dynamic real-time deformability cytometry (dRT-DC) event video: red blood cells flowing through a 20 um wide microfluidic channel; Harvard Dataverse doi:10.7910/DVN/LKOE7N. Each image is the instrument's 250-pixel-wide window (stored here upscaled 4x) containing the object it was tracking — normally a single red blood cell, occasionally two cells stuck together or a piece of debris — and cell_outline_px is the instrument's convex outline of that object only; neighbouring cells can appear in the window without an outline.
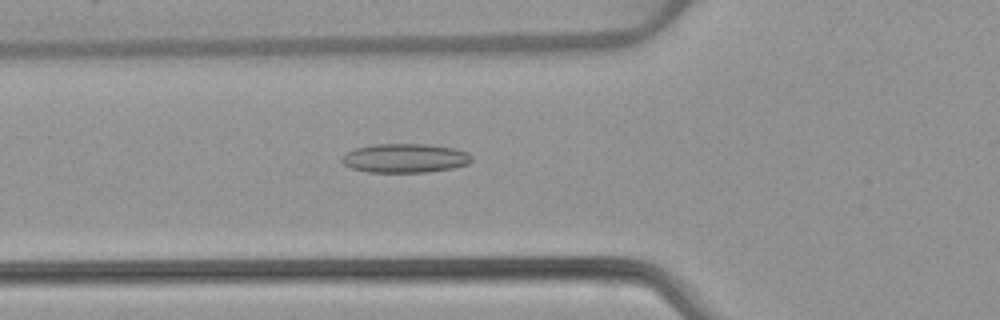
{"species": "common noctule bat (a hibernating species)", "species_latin": "Nyctalus noctula", "temperature_condition": "warm", "stored_images_in_passage": 52, "camera_frame_rate_fps": 3000, "um_per_image_px": 0.085, "animal": {"sex": "female", "body_mass_g": 22.7, "forearm_length_mm": 54.2}, "frame": {"image": 1, "passage_image": 18, "time_ms": 5.667, "image_size_px": [1000, 320], "cell_outline_px": [[472, 160], [468, 164], [452, 168], [428, 172], [368, 172], [352, 168], [344, 164], [340, 160], [348, 152], [356, 148], [372, 144], [424, 144], [456, 148], [468, 152], [472, 156]], "centroid_in_image_um": [34.46, 13.44], "position_along_channel_um": 91.3, "area_um2": 21.96}}
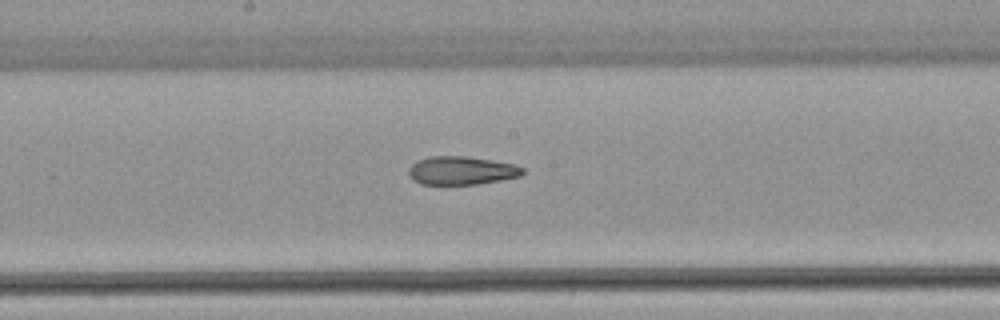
{"frame": {"image": 2, "passage_image": 27, "time_ms": 8.667, "image_size_px": [1000, 320], "cell_outline_px": [[524, 172], [520, 176], [500, 180], [476, 184], [420, 184], [412, 180], [408, 176], [408, 168], [416, 160], [428, 156], [468, 156], [516, 164], [524, 168]], "centroid_in_image_um": [39.19, 14.48], "position_along_channel_um": 209.0, "area_um2": 19.07}}
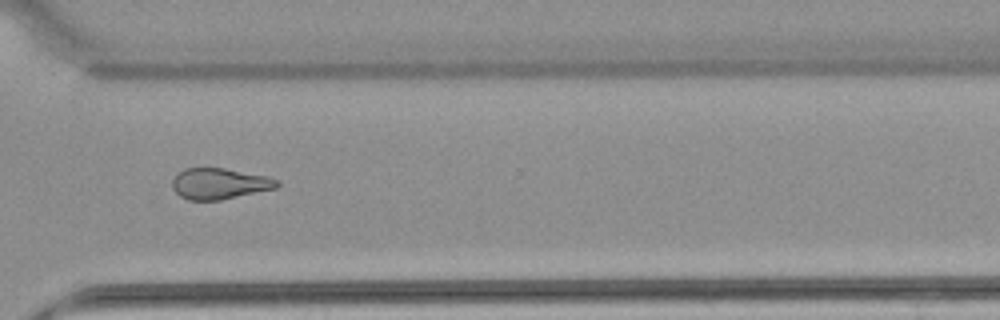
{"frame": {"image": 3, "passage_image": 38, "time_ms": 12.333, "image_size_px": [1000, 320], "cell_outline_px": [[280, 184], [276, 188], [220, 200], [188, 200], [180, 196], [172, 188], [172, 180], [184, 168], [224, 168], [268, 176], [280, 180]], "centroid_in_image_um": [18.67, 15.61], "position_along_channel_um": 351.9, "area_um2": 18.9}, "authors_computed_cell_mechanics": {"area_um2": 20.7213, "velocity_mm_per_s": 3.9033, "shape_relaxation_time_tau1_ms": null, "shape_relaxation_time_tau2_ms": 3.9976, "deformation_change_tau1": null, "deformation_change_tau2": 0.1302}}